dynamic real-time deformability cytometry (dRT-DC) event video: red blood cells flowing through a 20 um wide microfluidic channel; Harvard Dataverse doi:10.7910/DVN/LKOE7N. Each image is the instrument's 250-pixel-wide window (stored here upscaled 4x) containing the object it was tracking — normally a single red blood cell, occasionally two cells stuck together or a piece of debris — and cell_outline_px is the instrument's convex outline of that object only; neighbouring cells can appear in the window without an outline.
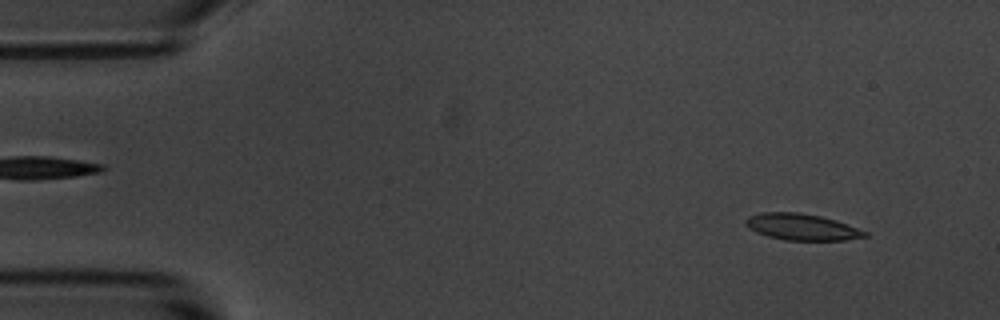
{"species": "common noctule bat (a hibernating species)", "species_latin": "Nyctalus noctula", "temperature_condition": "room temperature", "stored_images_in_passage": 5, "segment_of_instrument_passage": [1, 2], "camera_frame_rate_fps": 3000, "um_per_image_px": 0.085, "animal": {"sex": "male", "body_mass_g": 20.1, "forearm_length_mm": 53.5}, "frame": {"image": 1, "passage_image": 1, "time_ms": 0.0, "image_size_px": [1000, 320], "cell_outline_px": [[868, 236], [844, 240], [784, 240], [768, 236], [756, 232], [748, 228], [744, 224], [744, 220], [748, 216], [760, 212], [800, 212], [820, 216], [836, 220], [848, 224], [868, 232]], "centroid_in_image_um": [68.12, 19.28], "position_along_channel_um": 16.9, "area_um2": 18.5}}
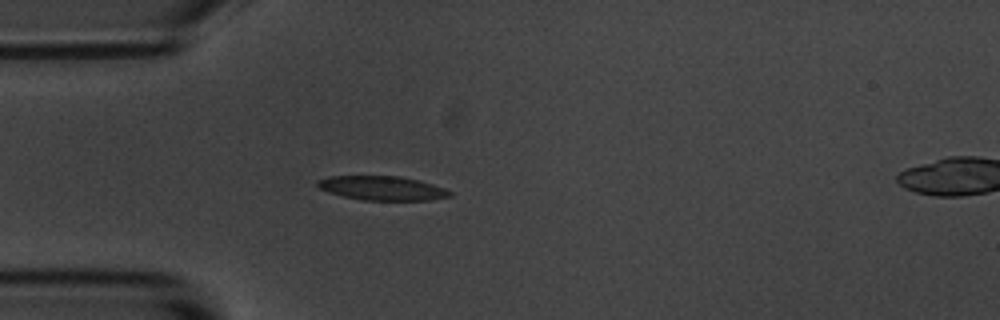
{"frame": {"image": 2, "passage_image": 4, "time_ms": 1.0, "image_size_px": [1000, 320], "cell_outline_px": [[452, 196], [428, 200], [364, 200], [344, 196], [328, 192], [320, 188], [316, 184], [316, 180], [328, 176], [400, 176], [420, 180], [444, 188], [452, 192]], "centroid_in_image_um": [32.48, 15.98], "position_along_channel_um": 52.5, "area_um2": 18.61}}